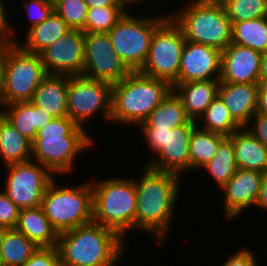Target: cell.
Segmentation results:
<instances>
[{
	"mask_svg": "<svg viewBox=\"0 0 267 266\" xmlns=\"http://www.w3.org/2000/svg\"><path fill=\"white\" fill-rule=\"evenodd\" d=\"M261 56L251 48L231 43L221 54L220 82L259 83Z\"/></svg>",
	"mask_w": 267,
	"mask_h": 266,
	"instance_id": "17",
	"label": "cell"
},
{
	"mask_svg": "<svg viewBox=\"0 0 267 266\" xmlns=\"http://www.w3.org/2000/svg\"><path fill=\"white\" fill-rule=\"evenodd\" d=\"M84 41L83 76L114 84L131 72L114 51L108 33H85Z\"/></svg>",
	"mask_w": 267,
	"mask_h": 266,
	"instance_id": "13",
	"label": "cell"
},
{
	"mask_svg": "<svg viewBox=\"0 0 267 266\" xmlns=\"http://www.w3.org/2000/svg\"><path fill=\"white\" fill-rule=\"evenodd\" d=\"M231 43L251 48L261 54L266 53L267 17L233 23Z\"/></svg>",
	"mask_w": 267,
	"mask_h": 266,
	"instance_id": "28",
	"label": "cell"
},
{
	"mask_svg": "<svg viewBox=\"0 0 267 266\" xmlns=\"http://www.w3.org/2000/svg\"><path fill=\"white\" fill-rule=\"evenodd\" d=\"M256 260L251 250L243 248L226 259L222 266H258Z\"/></svg>",
	"mask_w": 267,
	"mask_h": 266,
	"instance_id": "41",
	"label": "cell"
},
{
	"mask_svg": "<svg viewBox=\"0 0 267 266\" xmlns=\"http://www.w3.org/2000/svg\"><path fill=\"white\" fill-rule=\"evenodd\" d=\"M220 80L189 81L177 83L173 90L180 97L187 116L191 120H201L200 116L206 111L218 95Z\"/></svg>",
	"mask_w": 267,
	"mask_h": 266,
	"instance_id": "20",
	"label": "cell"
},
{
	"mask_svg": "<svg viewBox=\"0 0 267 266\" xmlns=\"http://www.w3.org/2000/svg\"><path fill=\"white\" fill-rule=\"evenodd\" d=\"M4 118H5L4 117V110H2L1 107H0V123Z\"/></svg>",
	"mask_w": 267,
	"mask_h": 266,
	"instance_id": "52",
	"label": "cell"
},
{
	"mask_svg": "<svg viewBox=\"0 0 267 266\" xmlns=\"http://www.w3.org/2000/svg\"><path fill=\"white\" fill-rule=\"evenodd\" d=\"M255 205L267 210V172L263 176L259 196Z\"/></svg>",
	"mask_w": 267,
	"mask_h": 266,
	"instance_id": "43",
	"label": "cell"
},
{
	"mask_svg": "<svg viewBox=\"0 0 267 266\" xmlns=\"http://www.w3.org/2000/svg\"><path fill=\"white\" fill-rule=\"evenodd\" d=\"M258 92H267V78H260Z\"/></svg>",
	"mask_w": 267,
	"mask_h": 266,
	"instance_id": "48",
	"label": "cell"
},
{
	"mask_svg": "<svg viewBox=\"0 0 267 266\" xmlns=\"http://www.w3.org/2000/svg\"><path fill=\"white\" fill-rule=\"evenodd\" d=\"M2 0H0V44L4 43H15L16 41L14 40V35H16V31L13 30L8 23L7 20V15H6V10L4 9L5 6L2 4ZM13 35V37H12Z\"/></svg>",
	"mask_w": 267,
	"mask_h": 266,
	"instance_id": "42",
	"label": "cell"
},
{
	"mask_svg": "<svg viewBox=\"0 0 267 266\" xmlns=\"http://www.w3.org/2000/svg\"><path fill=\"white\" fill-rule=\"evenodd\" d=\"M37 248L38 246L16 229H3L1 266H22Z\"/></svg>",
	"mask_w": 267,
	"mask_h": 266,
	"instance_id": "29",
	"label": "cell"
},
{
	"mask_svg": "<svg viewBox=\"0 0 267 266\" xmlns=\"http://www.w3.org/2000/svg\"><path fill=\"white\" fill-rule=\"evenodd\" d=\"M203 168L212 174L220 188L235 175L238 168L235 161L233 141L229 136H226L220 142L216 155L201 167V169Z\"/></svg>",
	"mask_w": 267,
	"mask_h": 266,
	"instance_id": "31",
	"label": "cell"
},
{
	"mask_svg": "<svg viewBox=\"0 0 267 266\" xmlns=\"http://www.w3.org/2000/svg\"><path fill=\"white\" fill-rule=\"evenodd\" d=\"M3 68L2 109L4 105L31 101L42 80L48 75L40 54L23 51L18 42L1 44Z\"/></svg>",
	"mask_w": 267,
	"mask_h": 266,
	"instance_id": "7",
	"label": "cell"
},
{
	"mask_svg": "<svg viewBox=\"0 0 267 266\" xmlns=\"http://www.w3.org/2000/svg\"><path fill=\"white\" fill-rule=\"evenodd\" d=\"M167 16L137 18L127 11L108 32L114 51L131 71L144 65L152 36Z\"/></svg>",
	"mask_w": 267,
	"mask_h": 266,
	"instance_id": "10",
	"label": "cell"
},
{
	"mask_svg": "<svg viewBox=\"0 0 267 266\" xmlns=\"http://www.w3.org/2000/svg\"><path fill=\"white\" fill-rule=\"evenodd\" d=\"M88 8L106 7V6H123L120 0H84Z\"/></svg>",
	"mask_w": 267,
	"mask_h": 266,
	"instance_id": "44",
	"label": "cell"
},
{
	"mask_svg": "<svg viewBox=\"0 0 267 266\" xmlns=\"http://www.w3.org/2000/svg\"><path fill=\"white\" fill-rule=\"evenodd\" d=\"M32 142L4 118L0 123V156L5 166L31 160Z\"/></svg>",
	"mask_w": 267,
	"mask_h": 266,
	"instance_id": "27",
	"label": "cell"
},
{
	"mask_svg": "<svg viewBox=\"0 0 267 266\" xmlns=\"http://www.w3.org/2000/svg\"><path fill=\"white\" fill-rule=\"evenodd\" d=\"M192 1V2H191ZM179 10L170 14L181 27L185 40L201 43L223 51L231 44L232 23L220 1L191 0Z\"/></svg>",
	"mask_w": 267,
	"mask_h": 266,
	"instance_id": "6",
	"label": "cell"
},
{
	"mask_svg": "<svg viewBox=\"0 0 267 266\" xmlns=\"http://www.w3.org/2000/svg\"><path fill=\"white\" fill-rule=\"evenodd\" d=\"M138 1L140 2V1H143V0H120V3L124 6V7H126L127 5L129 6V5H133V4H136V3H138ZM126 5V6H125Z\"/></svg>",
	"mask_w": 267,
	"mask_h": 266,
	"instance_id": "49",
	"label": "cell"
},
{
	"mask_svg": "<svg viewBox=\"0 0 267 266\" xmlns=\"http://www.w3.org/2000/svg\"><path fill=\"white\" fill-rule=\"evenodd\" d=\"M231 23L267 17V0H220Z\"/></svg>",
	"mask_w": 267,
	"mask_h": 266,
	"instance_id": "34",
	"label": "cell"
},
{
	"mask_svg": "<svg viewBox=\"0 0 267 266\" xmlns=\"http://www.w3.org/2000/svg\"><path fill=\"white\" fill-rule=\"evenodd\" d=\"M92 145V137L85 128L68 116L52 118L32 141L31 160H37L52 174L61 175L70 172L76 155Z\"/></svg>",
	"mask_w": 267,
	"mask_h": 266,
	"instance_id": "3",
	"label": "cell"
},
{
	"mask_svg": "<svg viewBox=\"0 0 267 266\" xmlns=\"http://www.w3.org/2000/svg\"><path fill=\"white\" fill-rule=\"evenodd\" d=\"M58 260L57 247H38L22 266H54Z\"/></svg>",
	"mask_w": 267,
	"mask_h": 266,
	"instance_id": "38",
	"label": "cell"
},
{
	"mask_svg": "<svg viewBox=\"0 0 267 266\" xmlns=\"http://www.w3.org/2000/svg\"><path fill=\"white\" fill-rule=\"evenodd\" d=\"M185 37L181 27L169 15L155 30L142 74L177 84Z\"/></svg>",
	"mask_w": 267,
	"mask_h": 266,
	"instance_id": "9",
	"label": "cell"
},
{
	"mask_svg": "<svg viewBox=\"0 0 267 266\" xmlns=\"http://www.w3.org/2000/svg\"><path fill=\"white\" fill-rule=\"evenodd\" d=\"M144 136L146 137V141L150 146L152 152L157 154L165 144L166 133L170 132L171 129H140Z\"/></svg>",
	"mask_w": 267,
	"mask_h": 266,
	"instance_id": "40",
	"label": "cell"
},
{
	"mask_svg": "<svg viewBox=\"0 0 267 266\" xmlns=\"http://www.w3.org/2000/svg\"><path fill=\"white\" fill-rule=\"evenodd\" d=\"M54 178L47 186L41 208L59 233L93 221V190L91 182L77 187H59Z\"/></svg>",
	"mask_w": 267,
	"mask_h": 266,
	"instance_id": "8",
	"label": "cell"
},
{
	"mask_svg": "<svg viewBox=\"0 0 267 266\" xmlns=\"http://www.w3.org/2000/svg\"><path fill=\"white\" fill-rule=\"evenodd\" d=\"M112 84L83 75L68 76L67 116L78 126L85 128V122L97 112L111 119Z\"/></svg>",
	"mask_w": 267,
	"mask_h": 266,
	"instance_id": "11",
	"label": "cell"
},
{
	"mask_svg": "<svg viewBox=\"0 0 267 266\" xmlns=\"http://www.w3.org/2000/svg\"><path fill=\"white\" fill-rule=\"evenodd\" d=\"M4 109V117L13 127L31 142L36 138L37 132L53 118L43 108L31 101L15 102Z\"/></svg>",
	"mask_w": 267,
	"mask_h": 266,
	"instance_id": "23",
	"label": "cell"
},
{
	"mask_svg": "<svg viewBox=\"0 0 267 266\" xmlns=\"http://www.w3.org/2000/svg\"><path fill=\"white\" fill-rule=\"evenodd\" d=\"M229 137L233 141L238 169L267 172V148L246 127Z\"/></svg>",
	"mask_w": 267,
	"mask_h": 266,
	"instance_id": "22",
	"label": "cell"
},
{
	"mask_svg": "<svg viewBox=\"0 0 267 266\" xmlns=\"http://www.w3.org/2000/svg\"><path fill=\"white\" fill-rule=\"evenodd\" d=\"M190 120L180 97L172 89L139 126L141 129H173Z\"/></svg>",
	"mask_w": 267,
	"mask_h": 266,
	"instance_id": "26",
	"label": "cell"
},
{
	"mask_svg": "<svg viewBox=\"0 0 267 266\" xmlns=\"http://www.w3.org/2000/svg\"><path fill=\"white\" fill-rule=\"evenodd\" d=\"M221 54L216 48L185 40L177 83L219 80Z\"/></svg>",
	"mask_w": 267,
	"mask_h": 266,
	"instance_id": "15",
	"label": "cell"
},
{
	"mask_svg": "<svg viewBox=\"0 0 267 266\" xmlns=\"http://www.w3.org/2000/svg\"><path fill=\"white\" fill-rule=\"evenodd\" d=\"M115 231L91 221L59 233V259L69 266H115L126 248Z\"/></svg>",
	"mask_w": 267,
	"mask_h": 266,
	"instance_id": "2",
	"label": "cell"
},
{
	"mask_svg": "<svg viewBox=\"0 0 267 266\" xmlns=\"http://www.w3.org/2000/svg\"><path fill=\"white\" fill-rule=\"evenodd\" d=\"M226 136L210 132L196 126L190 139V169H200L210 161L218 150L220 142Z\"/></svg>",
	"mask_w": 267,
	"mask_h": 266,
	"instance_id": "30",
	"label": "cell"
},
{
	"mask_svg": "<svg viewBox=\"0 0 267 266\" xmlns=\"http://www.w3.org/2000/svg\"><path fill=\"white\" fill-rule=\"evenodd\" d=\"M3 229L0 228V266H1V243H2Z\"/></svg>",
	"mask_w": 267,
	"mask_h": 266,
	"instance_id": "50",
	"label": "cell"
},
{
	"mask_svg": "<svg viewBox=\"0 0 267 266\" xmlns=\"http://www.w3.org/2000/svg\"><path fill=\"white\" fill-rule=\"evenodd\" d=\"M20 208L0 191V228L15 229Z\"/></svg>",
	"mask_w": 267,
	"mask_h": 266,
	"instance_id": "37",
	"label": "cell"
},
{
	"mask_svg": "<svg viewBox=\"0 0 267 266\" xmlns=\"http://www.w3.org/2000/svg\"><path fill=\"white\" fill-rule=\"evenodd\" d=\"M260 78H267V52L261 56Z\"/></svg>",
	"mask_w": 267,
	"mask_h": 266,
	"instance_id": "46",
	"label": "cell"
},
{
	"mask_svg": "<svg viewBox=\"0 0 267 266\" xmlns=\"http://www.w3.org/2000/svg\"><path fill=\"white\" fill-rule=\"evenodd\" d=\"M256 112L267 116V92H258Z\"/></svg>",
	"mask_w": 267,
	"mask_h": 266,
	"instance_id": "45",
	"label": "cell"
},
{
	"mask_svg": "<svg viewBox=\"0 0 267 266\" xmlns=\"http://www.w3.org/2000/svg\"><path fill=\"white\" fill-rule=\"evenodd\" d=\"M140 181H135V229L152 233L162 243L167 234L180 189V175L146 166Z\"/></svg>",
	"mask_w": 267,
	"mask_h": 266,
	"instance_id": "1",
	"label": "cell"
},
{
	"mask_svg": "<svg viewBox=\"0 0 267 266\" xmlns=\"http://www.w3.org/2000/svg\"><path fill=\"white\" fill-rule=\"evenodd\" d=\"M200 118L204 122L200 128L224 136H231L241 128L232 118L229 109L219 95L215 97Z\"/></svg>",
	"mask_w": 267,
	"mask_h": 266,
	"instance_id": "32",
	"label": "cell"
},
{
	"mask_svg": "<svg viewBox=\"0 0 267 266\" xmlns=\"http://www.w3.org/2000/svg\"><path fill=\"white\" fill-rule=\"evenodd\" d=\"M54 11L71 29L83 30L88 6L84 0H55Z\"/></svg>",
	"mask_w": 267,
	"mask_h": 266,
	"instance_id": "35",
	"label": "cell"
},
{
	"mask_svg": "<svg viewBox=\"0 0 267 266\" xmlns=\"http://www.w3.org/2000/svg\"><path fill=\"white\" fill-rule=\"evenodd\" d=\"M67 75H47L36 88L31 102L53 118L67 117Z\"/></svg>",
	"mask_w": 267,
	"mask_h": 266,
	"instance_id": "21",
	"label": "cell"
},
{
	"mask_svg": "<svg viewBox=\"0 0 267 266\" xmlns=\"http://www.w3.org/2000/svg\"><path fill=\"white\" fill-rule=\"evenodd\" d=\"M127 12L124 6L88 8L84 33H108Z\"/></svg>",
	"mask_w": 267,
	"mask_h": 266,
	"instance_id": "33",
	"label": "cell"
},
{
	"mask_svg": "<svg viewBox=\"0 0 267 266\" xmlns=\"http://www.w3.org/2000/svg\"><path fill=\"white\" fill-rule=\"evenodd\" d=\"M93 221L115 231L122 239L135 229L136 188L134 179L108 178L91 182ZM134 228V229H133Z\"/></svg>",
	"mask_w": 267,
	"mask_h": 266,
	"instance_id": "5",
	"label": "cell"
},
{
	"mask_svg": "<svg viewBox=\"0 0 267 266\" xmlns=\"http://www.w3.org/2000/svg\"><path fill=\"white\" fill-rule=\"evenodd\" d=\"M70 30L67 23L53 11L42 23L28 29L25 45L19 43L18 46L27 53L40 54Z\"/></svg>",
	"mask_w": 267,
	"mask_h": 266,
	"instance_id": "25",
	"label": "cell"
},
{
	"mask_svg": "<svg viewBox=\"0 0 267 266\" xmlns=\"http://www.w3.org/2000/svg\"><path fill=\"white\" fill-rule=\"evenodd\" d=\"M2 79H3V68L1 59V44H0V106L2 107Z\"/></svg>",
	"mask_w": 267,
	"mask_h": 266,
	"instance_id": "47",
	"label": "cell"
},
{
	"mask_svg": "<svg viewBox=\"0 0 267 266\" xmlns=\"http://www.w3.org/2000/svg\"><path fill=\"white\" fill-rule=\"evenodd\" d=\"M264 173L238 169L221 188L224 191V213L227 219L235 218L256 204Z\"/></svg>",
	"mask_w": 267,
	"mask_h": 266,
	"instance_id": "18",
	"label": "cell"
},
{
	"mask_svg": "<svg viewBox=\"0 0 267 266\" xmlns=\"http://www.w3.org/2000/svg\"><path fill=\"white\" fill-rule=\"evenodd\" d=\"M54 266H69L66 263H63L60 259L54 264Z\"/></svg>",
	"mask_w": 267,
	"mask_h": 266,
	"instance_id": "51",
	"label": "cell"
},
{
	"mask_svg": "<svg viewBox=\"0 0 267 266\" xmlns=\"http://www.w3.org/2000/svg\"><path fill=\"white\" fill-rule=\"evenodd\" d=\"M34 162L29 160L6 166L8 176L3 192L20 209L41 206L43 194L53 179L46 167Z\"/></svg>",
	"mask_w": 267,
	"mask_h": 266,
	"instance_id": "12",
	"label": "cell"
},
{
	"mask_svg": "<svg viewBox=\"0 0 267 266\" xmlns=\"http://www.w3.org/2000/svg\"><path fill=\"white\" fill-rule=\"evenodd\" d=\"M197 121L175 127L166 133L164 147L146 164L152 169L181 174L190 170V139ZM158 158V159H157Z\"/></svg>",
	"mask_w": 267,
	"mask_h": 266,
	"instance_id": "16",
	"label": "cell"
},
{
	"mask_svg": "<svg viewBox=\"0 0 267 266\" xmlns=\"http://www.w3.org/2000/svg\"><path fill=\"white\" fill-rule=\"evenodd\" d=\"M82 30L71 29L54 44L40 53L49 75H82L85 41Z\"/></svg>",
	"mask_w": 267,
	"mask_h": 266,
	"instance_id": "14",
	"label": "cell"
},
{
	"mask_svg": "<svg viewBox=\"0 0 267 266\" xmlns=\"http://www.w3.org/2000/svg\"><path fill=\"white\" fill-rule=\"evenodd\" d=\"M172 89L166 81L131 71L123 80L112 84L110 122L141 124Z\"/></svg>",
	"mask_w": 267,
	"mask_h": 266,
	"instance_id": "4",
	"label": "cell"
},
{
	"mask_svg": "<svg viewBox=\"0 0 267 266\" xmlns=\"http://www.w3.org/2000/svg\"><path fill=\"white\" fill-rule=\"evenodd\" d=\"M15 229L38 247H57L59 234L45 216L41 206L20 209Z\"/></svg>",
	"mask_w": 267,
	"mask_h": 266,
	"instance_id": "24",
	"label": "cell"
},
{
	"mask_svg": "<svg viewBox=\"0 0 267 266\" xmlns=\"http://www.w3.org/2000/svg\"><path fill=\"white\" fill-rule=\"evenodd\" d=\"M22 2V7L27 9L28 18H30L28 29L42 23L54 11V3L51 0H22Z\"/></svg>",
	"mask_w": 267,
	"mask_h": 266,
	"instance_id": "36",
	"label": "cell"
},
{
	"mask_svg": "<svg viewBox=\"0 0 267 266\" xmlns=\"http://www.w3.org/2000/svg\"><path fill=\"white\" fill-rule=\"evenodd\" d=\"M258 83L220 82L218 95L229 109L232 118L241 126L250 124L251 116L256 113Z\"/></svg>",
	"mask_w": 267,
	"mask_h": 266,
	"instance_id": "19",
	"label": "cell"
},
{
	"mask_svg": "<svg viewBox=\"0 0 267 266\" xmlns=\"http://www.w3.org/2000/svg\"><path fill=\"white\" fill-rule=\"evenodd\" d=\"M251 122L255 127L252 126L251 128L250 125H247L246 129L267 148V116L256 112L251 116L250 123Z\"/></svg>",
	"mask_w": 267,
	"mask_h": 266,
	"instance_id": "39",
	"label": "cell"
}]
</instances>
